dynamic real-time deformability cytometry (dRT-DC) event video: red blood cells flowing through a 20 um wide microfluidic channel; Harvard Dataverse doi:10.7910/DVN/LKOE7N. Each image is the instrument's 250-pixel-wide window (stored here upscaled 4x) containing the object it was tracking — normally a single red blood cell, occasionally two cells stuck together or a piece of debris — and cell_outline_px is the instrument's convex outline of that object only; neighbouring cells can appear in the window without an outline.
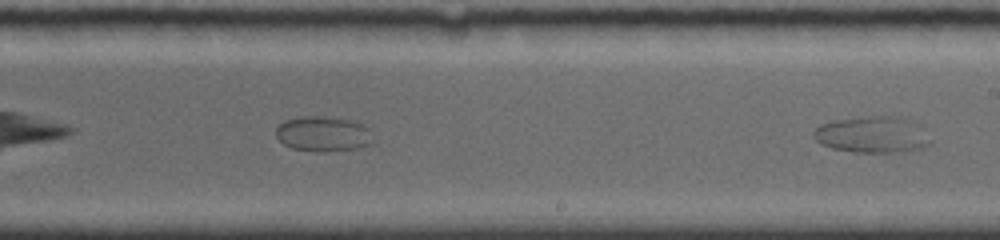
{"species": "common noctule bat (a hibernating species)", "species_latin": "Nyctalus noctula", "temperature_condition": "room temperature", "stored_images_in_passage": 13, "camera_frame_rate_fps": 4000, "um_per_image_px": 0.085, "animal": {"sex": "female", "body_mass_g": 19.0, "forearm_length_mm": 56.7}, "frame": {"image": 1, "passage_image": 13, "time_ms": 5.25, "image_size_px": [1000, 240], "cell_outline_px": [[932, 144], [924, 148], [908, 152], [852, 152], [832, 148], [820, 144], [812, 136], [812, 132], [820, 124], [836, 120], [868, 116], [900, 116], [912, 120], [920, 124], [932, 140]], "centroid_in_image_um": [74.21, 11.45], "position_along_channel_um": 214.8, "area_um2": 25.37}}